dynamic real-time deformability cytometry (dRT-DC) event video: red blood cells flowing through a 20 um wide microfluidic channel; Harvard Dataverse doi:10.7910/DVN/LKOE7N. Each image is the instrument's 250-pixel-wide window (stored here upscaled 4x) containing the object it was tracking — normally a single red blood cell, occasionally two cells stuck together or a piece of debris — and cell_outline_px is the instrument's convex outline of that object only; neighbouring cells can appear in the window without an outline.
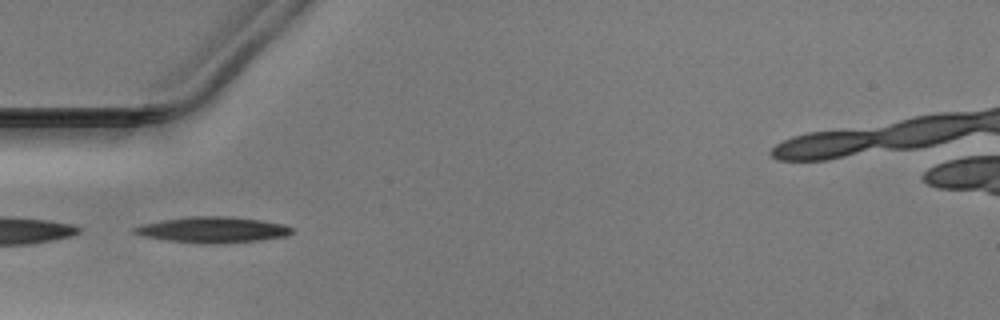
{"species": "Egyptian fruit bat (a non-hibernating species)", "species_latin": "Rousettus aegyptiacus", "temperature_condition": "warm", "stored_images_in_passage": 20, "camera_frame_rate_fps": 3000, "um_per_image_px": 0.085, "animal": {"sex": "male"}, "frame": {"image": 1, "passage_image": 1, "time_ms": 0.0, "image_size_px": [1000, 320], "cell_outline_px": [[292, 232], [284, 236], [260, 240], [204, 244], [168, 240], [144, 236], [132, 232], [132, 228], [144, 224], [164, 220], [188, 216], [224, 216], [260, 220], [284, 224], [292, 228]], "centroid_in_image_um": [18.06, 19.52], "position_along_channel_um": 66.9, "area_um2": 23.29}}
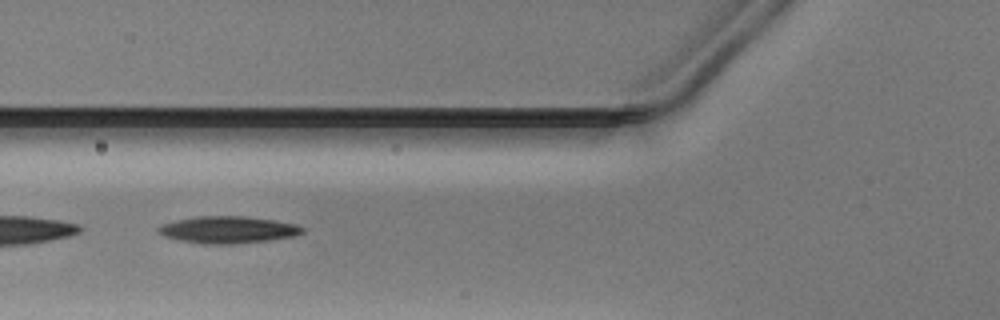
{"frame": {"image": 2, "passage_image": 4, "time_ms": 1.0, "image_size_px": [1000, 320], "cell_outline_px": [[304, 232], [292, 236], [268, 240], [228, 244], [204, 244], [180, 240], [164, 236], [156, 232], [156, 228], [160, 224], [176, 220], [196, 216], [244, 216], [276, 220], [296, 224], [304, 228]], "centroid_in_image_um": [19.33, 19.52], "position_along_channel_um": 106.5, "area_um2": 22.66}}